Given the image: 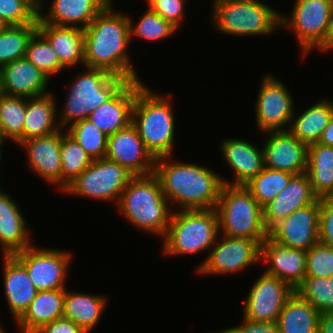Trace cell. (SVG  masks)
<instances>
[{
    "mask_svg": "<svg viewBox=\"0 0 333 333\" xmlns=\"http://www.w3.org/2000/svg\"><path fill=\"white\" fill-rule=\"evenodd\" d=\"M112 0L84 29L85 68L103 69L127 81L139 80L129 60V16L116 12Z\"/></svg>",
    "mask_w": 333,
    "mask_h": 333,
    "instance_id": "1",
    "label": "cell"
},
{
    "mask_svg": "<svg viewBox=\"0 0 333 333\" xmlns=\"http://www.w3.org/2000/svg\"><path fill=\"white\" fill-rule=\"evenodd\" d=\"M171 158H157L154 168L167 200L182 210L216 208L225 178L197 164L170 163Z\"/></svg>",
    "mask_w": 333,
    "mask_h": 333,
    "instance_id": "2",
    "label": "cell"
},
{
    "mask_svg": "<svg viewBox=\"0 0 333 333\" xmlns=\"http://www.w3.org/2000/svg\"><path fill=\"white\" fill-rule=\"evenodd\" d=\"M157 176L136 175L122 192L117 207L135 227L151 234L165 236L172 211Z\"/></svg>",
    "mask_w": 333,
    "mask_h": 333,
    "instance_id": "3",
    "label": "cell"
},
{
    "mask_svg": "<svg viewBox=\"0 0 333 333\" xmlns=\"http://www.w3.org/2000/svg\"><path fill=\"white\" fill-rule=\"evenodd\" d=\"M167 98L153 93L143 83L137 89L132 109L131 123L155 159L171 156L174 148L175 118Z\"/></svg>",
    "mask_w": 333,
    "mask_h": 333,
    "instance_id": "4",
    "label": "cell"
},
{
    "mask_svg": "<svg viewBox=\"0 0 333 333\" xmlns=\"http://www.w3.org/2000/svg\"><path fill=\"white\" fill-rule=\"evenodd\" d=\"M219 233L262 242L268 236L263 208L243 185L223 184L216 206Z\"/></svg>",
    "mask_w": 333,
    "mask_h": 333,
    "instance_id": "5",
    "label": "cell"
},
{
    "mask_svg": "<svg viewBox=\"0 0 333 333\" xmlns=\"http://www.w3.org/2000/svg\"><path fill=\"white\" fill-rule=\"evenodd\" d=\"M219 233V218L215 208L173 212L163 250L166 255H188L204 252L215 244Z\"/></svg>",
    "mask_w": 333,
    "mask_h": 333,
    "instance_id": "6",
    "label": "cell"
},
{
    "mask_svg": "<svg viewBox=\"0 0 333 333\" xmlns=\"http://www.w3.org/2000/svg\"><path fill=\"white\" fill-rule=\"evenodd\" d=\"M128 81L103 69L86 67L72 82L59 121L62 129L88 116L111 99Z\"/></svg>",
    "mask_w": 333,
    "mask_h": 333,
    "instance_id": "7",
    "label": "cell"
},
{
    "mask_svg": "<svg viewBox=\"0 0 333 333\" xmlns=\"http://www.w3.org/2000/svg\"><path fill=\"white\" fill-rule=\"evenodd\" d=\"M212 10L214 27L225 35H269L280 28L281 13L260 0H219Z\"/></svg>",
    "mask_w": 333,
    "mask_h": 333,
    "instance_id": "8",
    "label": "cell"
},
{
    "mask_svg": "<svg viewBox=\"0 0 333 333\" xmlns=\"http://www.w3.org/2000/svg\"><path fill=\"white\" fill-rule=\"evenodd\" d=\"M135 175L127 168L107 158L93 160L90 166L74 179L64 193L98 200H114L118 205L122 192Z\"/></svg>",
    "mask_w": 333,
    "mask_h": 333,
    "instance_id": "9",
    "label": "cell"
},
{
    "mask_svg": "<svg viewBox=\"0 0 333 333\" xmlns=\"http://www.w3.org/2000/svg\"><path fill=\"white\" fill-rule=\"evenodd\" d=\"M333 13L331 0H296L290 17L280 14V27L292 30L302 56L324 42ZM290 18V19H289Z\"/></svg>",
    "mask_w": 333,
    "mask_h": 333,
    "instance_id": "10",
    "label": "cell"
},
{
    "mask_svg": "<svg viewBox=\"0 0 333 333\" xmlns=\"http://www.w3.org/2000/svg\"><path fill=\"white\" fill-rule=\"evenodd\" d=\"M27 270L38 291L66 289L71 253L59 249H43L35 246L13 255Z\"/></svg>",
    "mask_w": 333,
    "mask_h": 333,
    "instance_id": "11",
    "label": "cell"
},
{
    "mask_svg": "<svg viewBox=\"0 0 333 333\" xmlns=\"http://www.w3.org/2000/svg\"><path fill=\"white\" fill-rule=\"evenodd\" d=\"M221 239L219 242L217 238L211 248L213 250L197 268L198 273L218 275L240 272L261 261L262 242L225 235Z\"/></svg>",
    "mask_w": 333,
    "mask_h": 333,
    "instance_id": "12",
    "label": "cell"
},
{
    "mask_svg": "<svg viewBox=\"0 0 333 333\" xmlns=\"http://www.w3.org/2000/svg\"><path fill=\"white\" fill-rule=\"evenodd\" d=\"M262 79L256 102L257 126L262 132L286 131L295 114L292 95L274 76L266 74Z\"/></svg>",
    "mask_w": 333,
    "mask_h": 333,
    "instance_id": "13",
    "label": "cell"
},
{
    "mask_svg": "<svg viewBox=\"0 0 333 333\" xmlns=\"http://www.w3.org/2000/svg\"><path fill=\"white\" fill-rule=\"evenodd\" d=\"M295 290L265 272L252 285L244 304V318L253 322H277L287 299Z\"/></svg>",
    "mask_w": 333,
    "mask_h": 333,
    "instance_id": "14",
    "label": "cell"
},
{
    "mask_svg": "<svg viewBox=\"0 0 333 333\" xmlns=\"http://www.w3.org/2000/svg\"><path fill=\"white\" fill-rule=\"evenodd\" d=\"M320 199L279 220L268 236L289 248L308 251L319 241Z\"/></svg>",
    "mask_w": 333,
    "mask_h": 333,
    "instance_id": "15",
    "label": "cell"
},
{
    "mask_svg": "<svg viewBox=\"0 0 333 333\" xmlns=\"http://www.w3.org/2000/svg\"><path fill=\"white\" fill-rule=\"evenodd\" d=\"M105 158L117 162L135 176L154 173L156 159L147 150L132 123L108 136Z\"/></svg>",
    "mask_w": 333,
    "mask_h": 333,
    "instance_id": "16",
    "label": "cell"
},
{
    "mask_svg": "<svg viewBox=\"0 0 333 333\" xmlns=\"http://www.w3.org/2000/svg\"><path fill=\"white\" fill-rule=\"evenodd\" d=\"M264 167L292 175L307 171L308 145L299 141L289 130L265 132Z\"/></svg>",
    "mask_w": 333,
    "mask_h": 333,
    "instance_id": "17",
    "label": "cell"
},
{
    "mask_svg": "<svg viewBox=\"0 0 333 333\" xmlns=\"http://www.w3.org/2000/svg\"><path fill=\"white\" fill-rule=\"evenodd\" d=\"M261 261L269 262L268 275L288 283L294 290L306 276V251L284 246L269 236L261 244Z\"/></svg>",
    "mask_w": 333,
    "mask_h": 333,
    "instance_id": "18",
    "label": "cell"
},
{
    "mask_svg": "<svg viewBox=\"0 0 333 333\" xmlns=\"http://www.w3.org/2000/svg\"><path fill=\"white\" fill-rule=\"evenodd\" d=\"M62 129L41 137L31 138L19 144L26 148L30 168L42 179L61 191V134Z\"/></svg>",
    "mask_w": 333,
    "mask_h": 333,
    "instance_id": "19",
    "label": "cell"
},
{
    "mask_svg": "<svg viewBox=\"0 0 333 333\" xmlns=\"http://www.w3.org/2000/svg\"><path fill=\"white\" fill-rule=\"evenodd\" d=\"M140 80L128 81L111 99L91 112L87 119L107 136L127 127L132 122V109Z\"/></svg>",
    "mask_w": 333,
    "mask_h": 333,
    "instance_id": "20",
    "label": "cell"
},
{
    "mask_svg": "<svg viewBox=\"0 0 333 333\" xmlns=\"http://www.w3.org/2000/svg\"><path fill=\"white\" fill-rule=\"evenodd\" d=\"M3 94L33 98L48 94L49 79L39 68L25 57L0 68Z\"/></svg>",
    "mask_w": 333,
    "mask_h": 333,
    "instance_id": "21",
    "label": "cell"
},
{
    "mask_svg": "<svg viewBox=\"0 0 333 333\" xmlns=\"http://www.w3.org/2000/svg\"><path fill=\"white\" fill-rule=\"evenodd\" d=\"M319 198L314 194L308 174L294 175L288 185L263 208V221L269 230L279 220L295 210L315 203Z\"/></svg>",
    "mask_w": 333,
    "mask_h": 333,
    "instance_id": "22",
    "label": "cell"
},
{
    "mask_svg": "<svg viewBox=\"0 0 333 333\" xmlns=\"http://www.w3.org/2000/svg\"><path fill=\"white\" fill-rule=\"evenodd\" d=\"M224 159L234 172V181L223 180L228 185L245 186L264 168V151L241 139H226L221 144Z\"/></svg>",
    "mask_w": 333,
    "mask_h": 333,
    "instance_id": "23",
    "label": "cell"
},
{
    "mask_svg": "<svg viewBox=\"0 0 333 333\" xmlns=\"http://www.w3.org/2000/svg\"><path fill=\"white\" fill-rule=\"evenodd\" d=\"M111 0H52L46 15L38 17L45 23L85 29Z\"/></svg>",
    "mask_w": 333,
    "mask_h": 333,
    "instance_id": "24",
    "label": "cell"
},
{
    "mask_svg": "<svg viewBox=\"0 0 333 333\" xmlns=\"http://www.w3.org/2000/svg\"><path fill=\"white\" fill-rule=\"evenodd\" d=\"M3 257L5 297L14 321H17L28 309L38 290L26 268L13 255Z\"/></svg>",
    "mask_w": 333,
    "mask_h": 333,
    "instance_id": "25",
    "label": "cell"
},
{
    "mask_svg": "<svg viewBox=\"0 0 333 333\" xmlns=\"http://www.w3.org/2000/svg\"><path fill=\"white\" fill-rule=\"evenodd\" d=\"M17 203L0 192V245L3 256H12L31 247L29 230Z\"/></svg>",
    "mask_w": 333,
    "mask_h": 333,
    "instance_id": "26",
    "label": "cell"
},
{
    "mask_svg": "<svg viewBox=\"0 0 333 333\" xmlns=\"http://www.w3.org/2000/svg\"><path fill=\"white\" fill-rule=\"evenodd\" d=\"M37 30L49 41L65 69L79 63L85 66L83 29L47 24L38 17Z\"/></svg>",
    "mask_w": 333,
    "mask_h": 333,
    "instance_id": "27",
    "label": "cell"
},
{
    "mask_svg": "<svg viewBox=\"0 0 333 333\" xmlns=\"http://www.w3.org/2000/svg\"><path fill=\"white\" fill-rule=\"evenodd\" d=\"M65 289L38 291L28 309L16 321L19 333L37 332L44 325L63 318Z\"/></svg>",
    "mask_w": 333,
    "mask_h": 333,
    "instance_id": "28",
    "label": "cell"
},
{
    "mask_svg": "<svg viewBox=\"0 0 333 333\" xmlns=\"http://www.w3.org/2000/svg\"><path fill=\"white\" fill-rule=\"evenodd\" d=\"M56 106L52 93L27 98L23 141L46 136L60 129L59 123H55L58 113Z\"/></svg>",
    "mask_w": 333,
    "mask_h": 333,
    "instance_id": "29",
    "label": "cell"
},
{
    "mask_svg": "<svg viewBox=\"0 0 333 333\" xmlns=\"http://www.w3.org/2000/svg\"><path fill=\"white\" fill-rule=\"evenodd\" d=\"M320 312L296 291L287 299L277 324L280 333H318Z\"/></svg>",
    "mask_w": 333,
    "mask_h": 333,
    "instance_id": "30",
    "label": "cell"
},
{
    "mask_svg": "<svg viewBox=\"0 0 333 333\" xmlns=\"http://www.w3.org/2000/svg\"><path fill=\"white\" fill-rule=\"evenodd\" d=\"M106 303L103 296L70 293L65 289L63 318L72 320L85 333H89L98 324Z\"/></svg>",
    "mask_w": 333,
    "mask_h": 333,
    "instance_id": "31",
    "label": "cell"
},
{
    "mask_svg": "<svg viewBox=\"0 0 333 333\" xmlns=\"http://www.w3.org/2000/svg\"><path fill=\"white\" fill-rule=\"evenodd\" d=\"M332 116L333 101L324 99L310 106L297 118L293 117L288 130L299 141L310 145L319 141Z\"/></svg>",
    "mask_w": 333,
    "mask_h": 333,
    "instance_id": "32",
    "label": "cell"
},
{
    "mask_svg": "<svg viewBox=\"0 0 333 333\" xmlns=\"http://www.w3.org/2000/svg\"><path fill=\"white\" fill-rule=\"evenodd\" d=\"M314 194L327 197L333 191V147L318 142L308 145L307 171Z\"/></svg>",
    "mask_w": 333,
    "mask_h": 333,
    "instance_id": "33",
    "label": "cell"
},
{
    "mask_svg": "<svg viewBox=\"0 0 333 333\" xmlns=\"http://www.w3.org/2000/svg\"><path fill=\"white\" fill-rule=\"evenodd\" d=\"M38 19L31 24L7 26L0 32V68L25 57L32 35L37 31Z\"/></svg>",
    "mask_w": 333,
    "mask_h": 333,
    "instance_id": "34",
    "label": "cell"
},
{
    "mask_svg": "<svg viewBox=\"0 0 333 333\" xmlns=\"http://www.w3.org/2000/svg\"><path fill=\"white\" fill-rule=\"evenodd\" d=\"M61 191L93 162L85 150L67 133L61 136Z\"/></svg>",
    "mask_w": 333,
    "mask_h": 333,
    "instance_id": "35",
    "label": "cell"
},
{
    "mask_svg": "<svg viewBox=\"0 0 333 333\" xmlns=\"http://www.w3.org/2000/svg\"><path fill=\"white\" fill-rule=\"evenodd\" d=\"M293 176L288 172L264 167L245 187L264 208L288 185Z\"/></svg>",
    "mask_w": 333,
    "mask_h": 333,
    "instance_id": "36",
    "label": "cell"
},
{
    "mask_svg": "<svg viewBox=\"0 0 333 333\" xmlns=\"http://www.w3.org/2000/svg\"><path fill=\"white\" fill-rule=\"evenodd\" d=\"M26 100L24 97L5 94L0 98V125L3 134L18 145L23 141Z\"/></svg>",
    "mask_w": 333,
    "mask_h": 333,
    "instance_id": "37",
    "label": "cell"
},
{
    "mask_svg": "<svg viewBox=\"0 0 333 333\" xmlns=\"http://www.w3.org/2000/svg\"><path fill=\"white\" fill-rule=\"evenodd\" d=\"M67 134L72 137L90 156L92 160L105 158L108 136L89 119L71 123Z\"/></svg>",
    "mask_w": 333,
    "mask_h": 333,
    "instance_id": "38",
    "label": "cell"
},
{
    "mask_svg": "<svg viewBox=\"0 0 333 333\" xmlns=\"http://www.w3.org/2000/svg\"><path fill=\"white\" fill-rule=\"evenodd\" d=\"M25 58L48 77L64 69L51 44L38 30L29 40Z\"/></svg>",
    "mask_w": 333,
    "mask_h": 333,
    "instance_id": "39",
    "label": "cell"
},
{
    "mask_svg": "<svg viewBox=\"0 0 333 333\" xmlns=\"http://www.w3.org/2000/svg\"><path fill=\"white\" fill-rule=\"evenodd\" d=\"M295 291L320 313L333 312V284L325 277H305Z\"/></svg>",
    "mask_w": 333,
    "mask_h": 333,
    "instance_id": "40",
    "label": "cell"
},
{
    "mask_svg": "<svg viewBox=\"0 0 333 333\" xmlns=\"http://www.w3.org/2000/svg\"><path fill=\"white\" fill-rule=\"evenodd\" d=\"M129 19L130 38L134 35L144 40L159 41L174 35L173 33L177 30L168 21L152 11L149 7L136 25H133L134 22H132L130 17Z\"/></svg>",
    "mask_w": 333,
    "mask_h": 333,
    "instance_id": "41",
    "label": "cell"
},
{
    "mask_svg": "<svg viewBox=\"0 0 333 333\" xmlns=\"http://www.w3.org/2000/svg\"><path fill=\"white\" fill-rule=\"evenodd\" d=\"M306 276L329 278L333 274V247L320 241L306 251Z\"/></svg>",
    "mask_w": 333,
    "mask_h": 333,
    "instance_id": "42",
    "label": "cell"
},
{
    "mask_svg": "<svg viewBox=\"0 0 333 333\" xmlns=\"http://www.w3.org/2000/svg\"><path fill=\"white\" fill-rule=\"evenodd\" d=\"M38 15L27 0H0V17L8 26L34 23Z\"/></svg>",
    "mask_w": 333,
    "mask_h": 333,
    "instance_id": "43",
    "label": "cell"
},
{
    "mask_svg": "<svg viewBox=\"0 0 333 333\" xmlns=\"http://www.w3.org/2000/svg\"><path fill=\"white\" fill-rule=\"evenodd\" d=\"M185 1L186 0H149L147 3L152 11L159 14L178 29L185 14Z\"/></svg>",
    "mask_w": 333,
    "mask_h": 333,
    "instance_id": "44",
    "label": "cell"
},
{
    "mask_svg": "<svg viewBox=\"0 0 333 333\" xmlns=\"http://www.w3.org/2000/svg\"><path fill=\"white\" fill-rule=\"evenodd\" d=\"M319 241L333 247V203L327 197L320 199Z\"/></svg>",
    "mask_w": 333,
    "mask_h": 333,
    "instance_id": "45",
    "label": "cell"
},
{
    "mask_svg": "<svg viewBox=\"0 0 333 333\" xmlns=\"http://www.w3.org/2000/svg\"><path fill=\"white\" fill-rule=\"evenodd\" d=\"M217 333H280L277 322H253L243 318L242 325Z\"/></svg>",
    "mask_w": 333,
    "mask_h": 333,
    "instance_id": "46",
    "label": "cell"
},
{
    "mask_svg": "<svg viewBox=\"0 0 333 333\" xmlns=\"http://www.w3.org/2000/svg\"><path fill=\"white\" fill-rule=\"evenodd\" d=\"M37 333H85L72 320L60 318L44 325Z\"/></svg>",
    "mask_w": 333,
    "mask_h": 333,
    "instance_id": "47",
    "label": "cell"
},
{
    "mask_svg": "<svg viewBox=\"0 0 333 333\" xmlns=\"http://www.w3.org/2000/svg\"><path fill=\"white\" fill-rule=\"evenodd\" d=\"M318 333H333V312L320 314Z\"/></svg>",
    "mask_w": 333,
    "mask_h": 333,
    "instance_id": "48",
    "label": "cell"
},
{
    "mask_svg": "<svg viewBox=\"0 0 333 333\" xmlns=\"http://www.w3.org/2000/svg\"><path fill=\"white\" fill-rule=\"evenodd\" d=\"M318 143L333 147V116L323 131Z\"/></svg>",
    "mask_w": 333,
    "mask_h": 333,
    "instance_id": "49",
    "label": "cell"
},
{
    "mask_svg": "<svg viewBox=\"0 0 333 333\" xmlns=\"http://www.w3.org/2000/svg\"><path fill=\"white\" fill-rule=\"evenodd\" d=\"M321 51L333 50V13L329 23V29L325 38V42L318 48Z\"/></svg>",
    "mask_w": 333,
    "mask_h": 333,
    "instance_id": "50",
    "label": "cell"
},
{
    "mask_svg": "<svg viewBox=\"0 0 333 333\" xmlns=\"http://www.w3.org/2000/svg\"><path fill=\"white\" fill-rule=\"evenodd\" d=\"M39 13H43V0H27Z\"/></svg>",
    "mask_w": 333,
    "mask_h": 333,
    "instance_id": "51",
    "label": "cell"
},
{
    "mask_svg": "<svg viewBox=\"0 0 333 333\" xmlns=\"http://www.w3.org/2000/svg\"><path fill=\"white\" fill-rule=\"evenodd\" d=\"M6 139L7 138L4 136L1 125H0V145H3V143L6 141Z\"/></svg>",
    "mask_w": 333,
    "mask_h": 333,
    "instance_id": "52",
    "label": "cell"
},
{
    "mask_svg": "<svg viewBox=\"0 0 333 333\" xmlns=\"http://www.w3.org/2000/svg\"><path fill=\"white\" fill-rule=\"evenodd\" d=\"M8 25L5 21L0 17V32L3 31Z\"/></svg>",
    "mask_w": 333,
    "mask_h": 333,
    "instance_id": "53",
    "label": "cell"
},
{
    "mask_svg": "<svg viewBox=\"0 0 333 333\" xmlns=\"http://www.w3.org/2000/svg\"><path fill=\"white\" fill-rule=\"evenodd\" d=\"M3 95V91H2V82H1V74H0V98Z\"/></svg>",
    "mask_w": 333,
    "mask_h": 333,
    "instance_id": "54",
    "label": "cell"
},
{
    "mask_svg": "<svg viewBox=\"0 0 333 333\" xmlns=\"http://www.w3.org/2000/svg\"><path fill=\"white\" fill-rule=\"evenodd\" d=\"M327 198L333 203V191L327 196Z\"/></svg>",
    "mask_w": 333,
    "mask_h": 333,
    "instance_id": "55",
    "label": "cell"
},
{
    "mask_svg": "<svg viewBox=\"0 0 333 333\" xmlns=\"http://www.w3.org/2000/svg\"><path fill=\"white\" fill-rule=\"evenodd\" d=\"M329 282H332L333 284V274L328 278Z\"/></svg>",
    "mask_w": 333,
    "mask_h": 333,
    "instance_id": "56",
    "label": "cell"
},
{
    "mask_svg": "<svg viewBox=\"0 0 333 333\" xmlns=\"http://www.w3.org/2000/svg\"><path fill=\"white\" fill-rule=\"evenodd\" d=\"M0 333H6L2 326H0Z\"/></svg>",
    "mask_w": 333,
    "mask_h": 333,
    "instance_id": "57",
    "label": "cell"
}]
</instances>
